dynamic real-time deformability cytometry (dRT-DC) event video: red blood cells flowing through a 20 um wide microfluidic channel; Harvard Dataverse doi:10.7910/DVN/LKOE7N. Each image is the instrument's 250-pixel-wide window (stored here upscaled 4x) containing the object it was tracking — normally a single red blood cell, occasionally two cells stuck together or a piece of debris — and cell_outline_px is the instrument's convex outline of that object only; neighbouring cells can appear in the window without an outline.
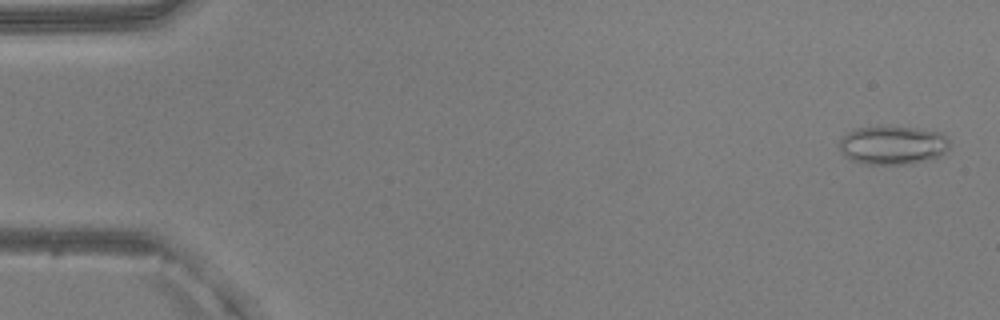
{"species": "common noctule bat (a hibernating species)", "species_latin": "Nyctalus noctula", "temperature_condition": "warm", "stored_images_in_passage": 16, "camera_frame_rate_fps": 3000, "um_per_image_px": 0.085, "animal": {"sex": "male", "body_mass_g": 20.5, "forearm_length_mm": 52.5}, "frame": {"image": 1, "passage_image": 2, "time_ms": 0.333, "image_size_px": [1000, 320], "cell_outline_px": [[948, 148], [940, 156], [908, 164], [864, 164], [852, 160], [844, 156], [840, 152], [840, 140], [848, 132], [856, 128], [880, 124], [912, 128], [940, 132], [948, 136]], "centroid_in_image_um": [75.84, 12.31], "position_along_channel_um": 9.2, "area_um2": 25.14}}